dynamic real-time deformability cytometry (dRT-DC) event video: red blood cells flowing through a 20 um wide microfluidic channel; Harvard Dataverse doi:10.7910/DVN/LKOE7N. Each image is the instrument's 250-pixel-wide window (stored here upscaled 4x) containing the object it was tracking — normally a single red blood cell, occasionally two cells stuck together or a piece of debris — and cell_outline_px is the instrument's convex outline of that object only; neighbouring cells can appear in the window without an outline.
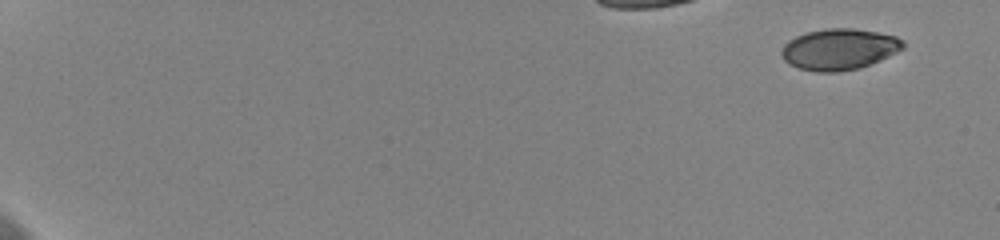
{"species": "human", "species_latin": "Homo sapiens", "temperature_condition": "cold", "stored_images_in_passage": 56, "camera_frame_rate_fps": 3000, "um_per_image_px": 0.085, "donor": {"sex": "female"}, "frame": {"image": 1, "passage_image": 1, "time_ms": 0.0, "image_size_px": [1000, 240], "cell_outline_px": [[904, 48], [880, 60], [860, 68], [836, 72], [816, 72], [800, 68], [788, 64], [780, 56], [780, 52], [784, 44], [788, 40], [796, 36], [808, 32], [824, 28], [852, 28], [876, 32], [896, 36], [904, 40]], "centroid_in_image_um": [71.31, 4.19], "position_along_channel_um": 13.7, "area_um2": 29.25}}
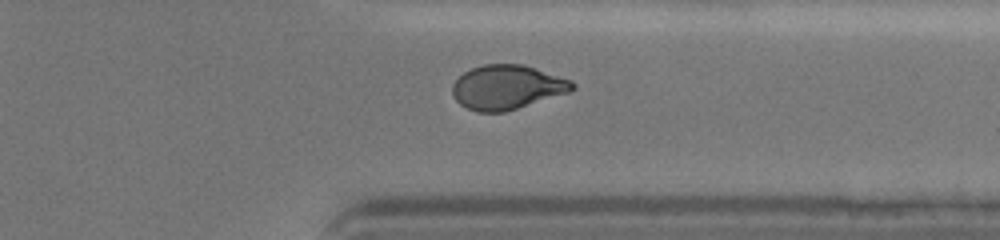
{"frame": {"image": 2, "passage_image": 46, "time_ms": 15.0, "image_size_px": [1000, 240], "cell_outline_px": [[576, 88], [568, 92], [504, 112], [476, 112], [460, 104], [456, 100], [452, 92], [452, 84], [464, 72], [472, 68], [484, 64], [524, 64], [572, 80], [576, 84]], "centroid_in_image_um": [43.1, 7.4], "position_along_channel_um": 368.3, "area_um2": 30.87}}
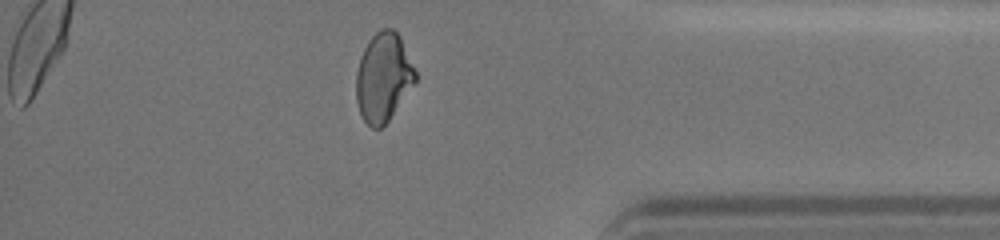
{"frame": {"image": 3, "passage_image": 50, "time_ms": 16.333, "image_size_px": [1000, 240], "cell_outline_px": [[416, 80], [388, 120], [380, 128], [372, 128], [364, 120], [360, 112], [356, 100], [356, 72], [360, 56], [368, 40], [380, 28], [392, 28], [400, 36], [416, 72]], "centroid_in_image_um": [32.56, 6.54], "position_along_channel_um": 402.6, "area_um2": 30.29}, "authors_computed_cell_mechanics": {"area_um2": 30.7207, "velocity_mm_per_s": 3.6362, "shape_relaxation_time_tau1_ms": 6.0223, "shape_relaxation_time_tau2_ms": 1.6811, "deformation_change_tau1": 0.1726, "deformation_change_tau2": 0.0585}}